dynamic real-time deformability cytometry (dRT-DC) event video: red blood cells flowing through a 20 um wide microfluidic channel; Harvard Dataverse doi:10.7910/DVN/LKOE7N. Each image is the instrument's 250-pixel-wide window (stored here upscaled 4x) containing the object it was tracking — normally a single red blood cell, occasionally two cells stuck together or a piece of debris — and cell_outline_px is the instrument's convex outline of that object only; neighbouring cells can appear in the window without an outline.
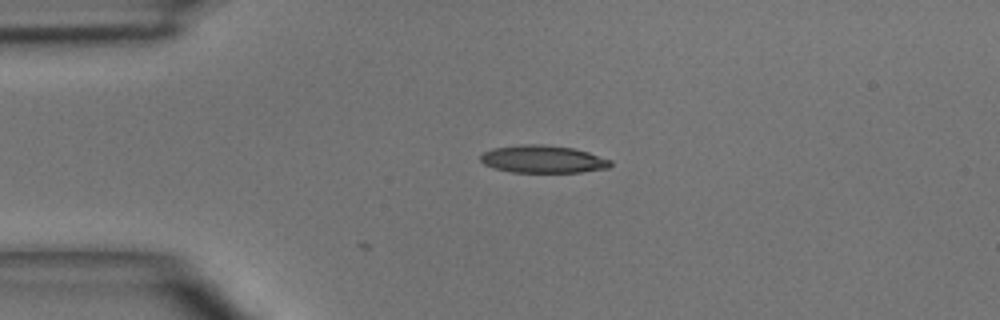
{"species": "common noctule bat (a hibernating species)", "species_latin": "Nyctalus noctula", "temperature_condition": "room temperature", "stored_images_in_passage": 3, "camera_frame_rate_fps": 3000, "um_per_image_px": 0.085, "animal": {"sex": "male", "body_mass_g": 15.6}, "frame": {"image": 1, "passage_image": 1, "time_ms": 0.0, "image_size_px": [1000, 320], "cell_outline_px": [[612, 164], [608, 168], [580, 172], [512, 172], [496, 168], [484, 164], [480, 160], [480, 156], [484, 152], [492, 148], [524, 144], [540, 144], [572, 148], [588, 152], [612, 160]], "centroid_in_image_um": [46.16, 13.53], "position_along_channel_um": 38.8, "area_um2": 20.75}}
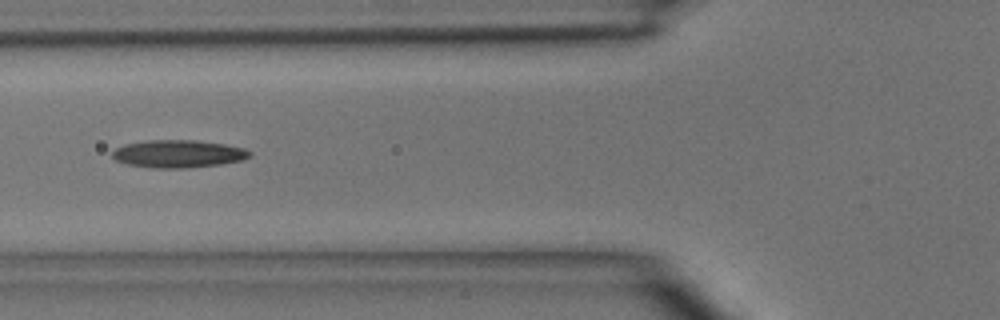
{"frame": {"image": 2, "passage_image": 3, "time_ms": 2.333, "image_size_px": [1000, 320], "cell_outline_px": [[252, 156], [240, 160], [220, 164], [188, 168], [152, 168], [128, 164], [116, 160], [112, 156], [112, 152], [116, 148], [124, 144], [148, 140], [196, 140], [224, 144], [244, 148], [252, 152]], "centroid_in_image_um": [15.15, 13.07], "position_along_channel_um": 110.6, "area_um2": 22.14}}